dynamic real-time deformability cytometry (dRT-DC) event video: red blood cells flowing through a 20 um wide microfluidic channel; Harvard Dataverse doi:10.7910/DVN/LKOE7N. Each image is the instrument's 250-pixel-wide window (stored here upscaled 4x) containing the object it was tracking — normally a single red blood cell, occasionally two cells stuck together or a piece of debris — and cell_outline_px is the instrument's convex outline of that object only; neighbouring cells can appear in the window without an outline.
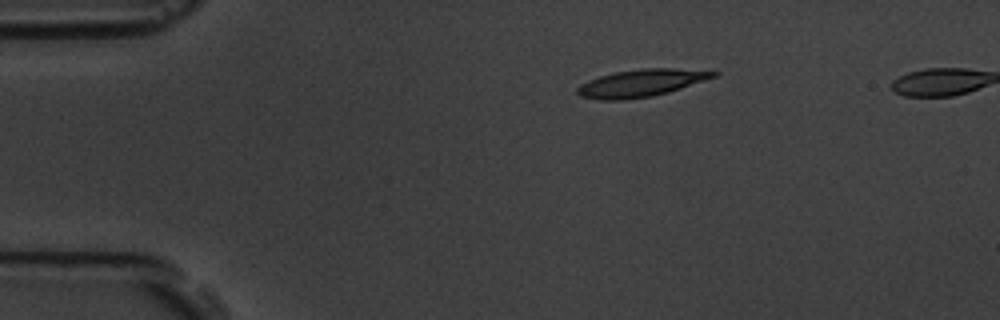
{"species": "common noctule bat (a hibernating species)", "species_latin": "Nyctalus noctula", "temperature_condition": "room temperature", "stored_images_in_passage": 4, "camera_frame_rate_fps": 3000, "um_per_image_px": 0.085, "animal": {"sex": "male", "body_mass_g": 19.5, "forearm_length_mm": 54.6}, "frame": {"image": 1, "passage_image": 1, "time_ms": 0.0, "image_size_px": [1000, 320], "cell_outline_px": [[720, 72], [716, 76], [668, 92], [652, 96], [624, 100], [600, 100], [580, 96], [576, 92], [576, 88], [580, 84], [588, 80], [600, 76], [616, 72], [640, 68], [676, 68]], "centroid_in_image_um": [54.45, 7.06], "position_along_channel_um": 30.6, "area_um2": 21.56}}
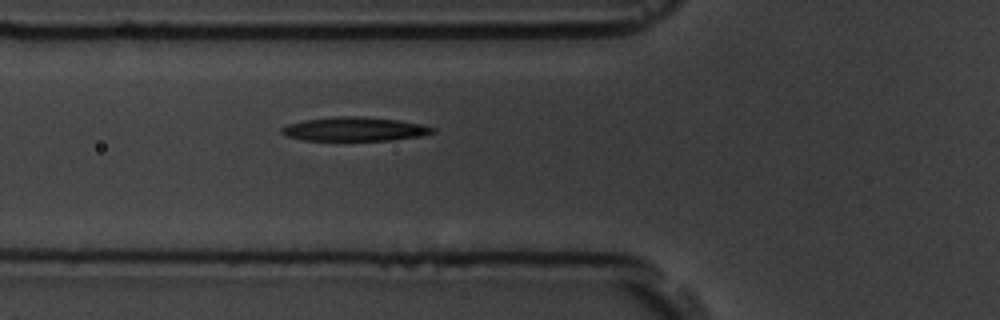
{"frame": {"image": 2, "passage_image": 4, "time_ms": 3.333, "image_size_px": [1000, 320], "cell_outline_px": [[436, 132], [420, 136], [392, 140], [300, 140], [284, 136], [280, 132], [280, 128], [288, 124], [304, 120], [336, 116], [356, 116], [396, 120], [420, 124], [436, 128]], "centroid_in_image_um": [30.09, 10.98], "position_along_channel_um": 95.7, "area_um2": 21.04}}